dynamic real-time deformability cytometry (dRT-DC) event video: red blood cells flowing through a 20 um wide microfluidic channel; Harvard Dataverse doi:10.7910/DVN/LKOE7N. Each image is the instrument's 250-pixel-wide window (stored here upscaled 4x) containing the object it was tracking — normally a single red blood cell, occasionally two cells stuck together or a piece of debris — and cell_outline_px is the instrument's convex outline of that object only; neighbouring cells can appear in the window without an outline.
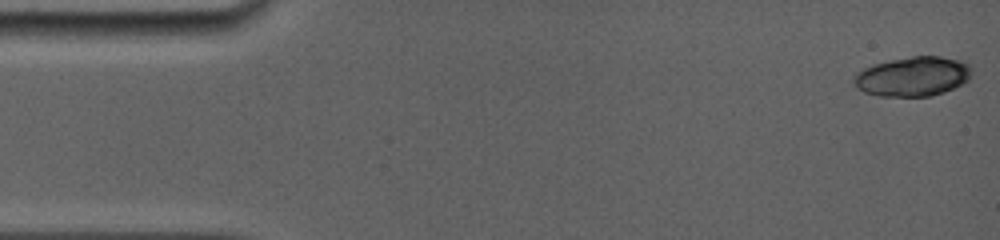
{"species": "common noctule bat (a hibernating species)", "species_latin": "Nyctalus noctula", "temperature_condition": "room temperature", "stored_images_in_passage": 13, "camera_frame_rate_fps": 5000, "um_per_image_px": 0.085, "animal": {"sex": "female", "body_mass_g": 19.0, "forearm_length_mm": 56.7}, "frame": {"image": 1, "passage_image": 1, "time_ms": 0.0, "image_size_px": [1000, 240], "cell_outline_px": [[972, 76], [968, 80], [944, 92], [932, 96], [880, 96], [864, 92], [856, 88], [852, 84], [852, 80], [864, 68], [872, 64], [912, 56], [940, 56], [960, 60], [968, 64], [972, 68]], "centroid_in_image_um": [77.6, 6.5], "position_along_channel_um": 7.4, "area_um2": 27.17}}
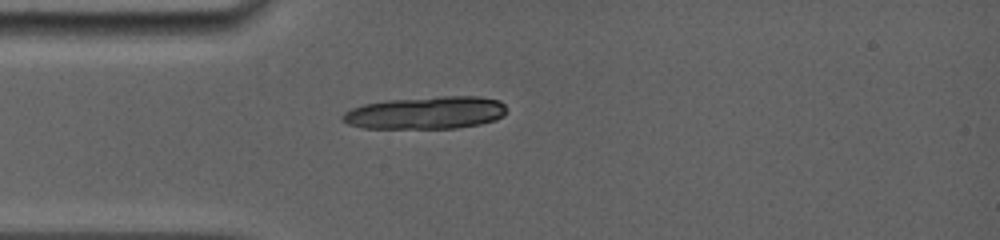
{"frame": {"image": 2, "passage_image": 13, "time_ms": 4.0, "image_size_px": [1000, 240], "cell_outline_px": [[504, 116], [496, 120], [480, 124], [456, 128], [364, 128], [348, 124], [340, 120], [340, 116], [344, 112], [352, 108], [364, 104], [388, 100], [436, 96], [480, 96], [500, 100], [504, 104]], "centroid_in_image_um": [36.19, 9.58], "position_along_channel_um": 48.8, "area_um2": 31.33}}